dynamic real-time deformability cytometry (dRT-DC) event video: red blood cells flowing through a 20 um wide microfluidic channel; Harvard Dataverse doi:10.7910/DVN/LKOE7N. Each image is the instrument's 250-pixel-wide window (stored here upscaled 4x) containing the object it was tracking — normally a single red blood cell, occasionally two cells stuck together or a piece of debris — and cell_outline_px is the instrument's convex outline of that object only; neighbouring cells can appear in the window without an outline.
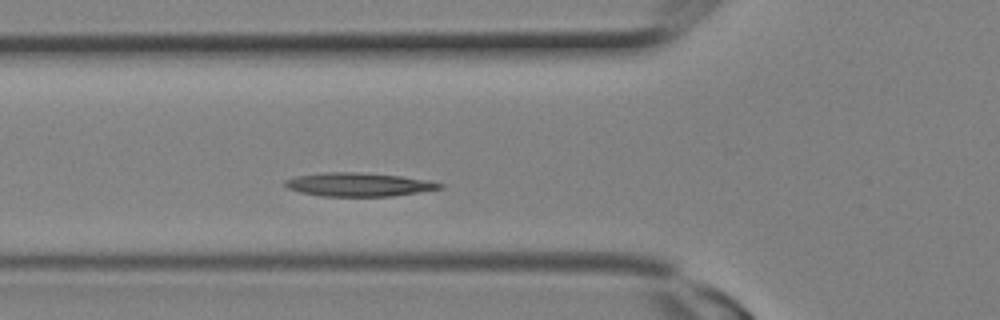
{"species": "Egyptian fruit bat (a non-hibernating species)", "species_latin": "Rousettus aegyptiacus", "temperature_condition": "room temperature", "stored_images_in_passage": 4, "camera_frame_rate_fps": 3000, "um_per_image_px": 0.085, "animal": {"sex": "female"}, "frame": {"image": 1, "passage_image": 4, "time_ms": 1.0, "image_size_px": [1000, 320], "cell_outline_px": [[444, 188], [392, 196], [320, 196], [300, 192], [288, 188], [284, 184], [284, 180], [296, 176], [320, 172], [360, 172], [400, 176], [428, 180], [444, 184]], "centroid_in_image_um": [30.47, 15.68], "position_along_channel_um": 95.3, "area_um2": 21.33}}